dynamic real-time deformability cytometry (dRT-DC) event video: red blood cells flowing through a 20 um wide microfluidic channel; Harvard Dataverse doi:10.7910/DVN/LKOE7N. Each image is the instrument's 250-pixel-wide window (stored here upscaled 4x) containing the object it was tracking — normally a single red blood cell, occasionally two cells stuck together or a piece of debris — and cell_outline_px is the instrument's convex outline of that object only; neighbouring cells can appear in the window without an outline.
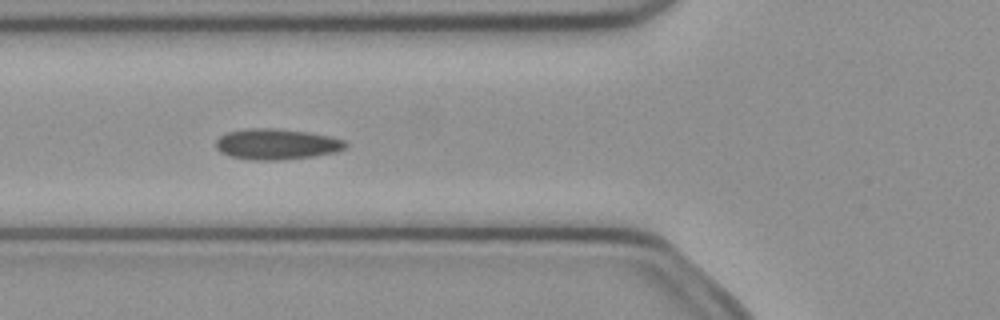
{"species": "common noctule bat (a hibernating species)", "species_latin": "Nyctalus noctula", "temperature_condition": "cold", "stored_images_in_passage": 6, "camera_frame_rate_fps": 3000, "um_per_image_px": 0.085, "animal": {"sex": "female", "body_mass_g": 21.9}, "frame": {"image": 1, "passage_image": 5, "time_ms": 1.333, "image_size_px": [1000, 320], "cell_outline_px": [[348, 144], [344, 148], [336, 152], [312, 156], [280, 160], [252, 160], [228, 156], [220, 152], [216, 148], [216, 140], [220, 136], [228, 132], [244, 128], [276, 128], [308, 132], [328, 136], [344, 140]], "centroid_in_image_um": [23.47, 12.25], "position_along_channel_um": 102.3, "area_um2": 23.29}}
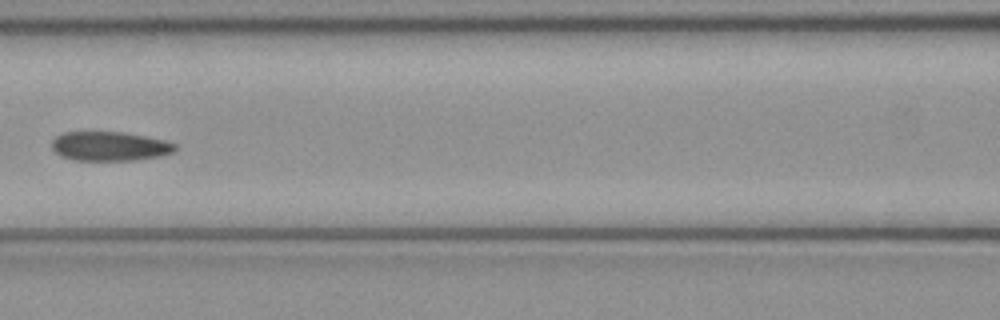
{"frame": {"image": 2, "passage_image": 6, "time_ms": 1.667, "image_size_px": [1000, 320], "cell_outline_px": [[176, 152], [160, 156], [132, 160], [72, 160], [60, 156], [52, 148], [52, 140], [56, 136], [64, 132], [124, 132], [164, 140], [176, 144]], "centroid_in_image_um": [9.32, 12.43], "position_along_channel_um": 157.3, "area_um2": 21.04}}